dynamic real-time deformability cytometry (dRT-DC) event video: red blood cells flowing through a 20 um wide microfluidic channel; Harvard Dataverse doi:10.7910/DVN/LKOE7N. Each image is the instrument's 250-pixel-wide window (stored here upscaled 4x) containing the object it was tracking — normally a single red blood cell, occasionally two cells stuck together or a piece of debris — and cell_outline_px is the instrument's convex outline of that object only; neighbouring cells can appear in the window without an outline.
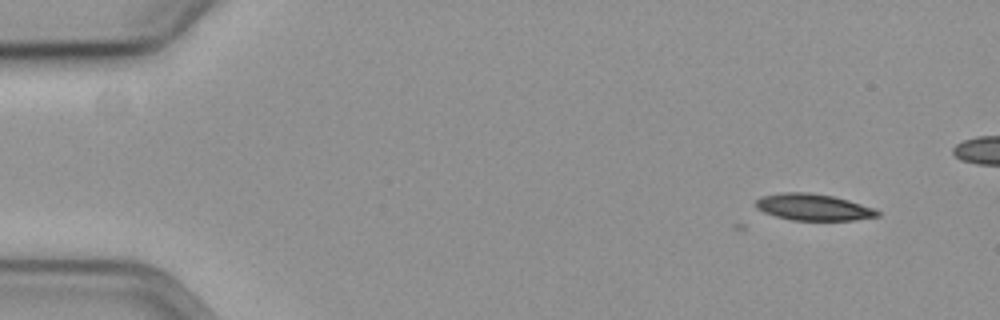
{"species": "common noctule bat (a hibernating species)", "species_latin": "Nyctalus noctula", "temperature_condition": "cold", "stored_images_in_passage": 4, "camera_frame_rate_fps": 3000, "um_per_image_px": 0.085, "animal": {"sex": "female", "body_mass_g": 19.3, "forearm_length_mm": 54.1}, "frame": {"image": 1, "passage_image": 1, "time_ms": 0.0, "image_size_px": [1000, 320], "cell_outline_px": [[880, 216], [852, 220], [792, 220], [776, 216], [764, 212], [756, 208], [756, 200], [760, 196], [784, 192], [808, 192], [832, 196], [848, 200], [876, 208], [880, 212]], "centroid_in_image_um": [69.14, 17.6], "position_along_channel_um": 15.9, "area_um2": 18.84}}